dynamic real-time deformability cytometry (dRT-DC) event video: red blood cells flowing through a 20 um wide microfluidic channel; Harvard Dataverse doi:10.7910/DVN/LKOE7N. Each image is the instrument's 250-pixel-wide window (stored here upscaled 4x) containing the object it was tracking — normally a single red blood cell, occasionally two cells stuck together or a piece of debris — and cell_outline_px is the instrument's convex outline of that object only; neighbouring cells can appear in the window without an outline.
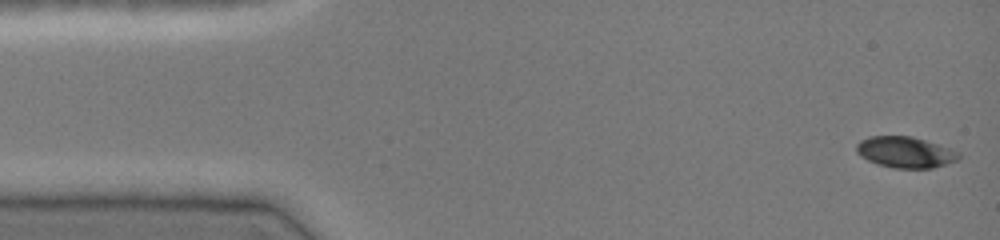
{"species": "common noctule bat (a hibernating species)", "species_latin": "Nyctalus noctula", "temperature_condition": "cold", "stored_images_in_passage": 46, "camera_frame_rate_fps": 3000, "um_per_image_px": 0.085, "animal": {"sex": "female", "body_mass_g": 19.0, "forearm_length_mm": 51.5}, "frame": {"image": 1, "passage_image": 1, "time_ms": 0.0, "image_size_px": [1000, 240], "cell_outline_px": [[960, 160], [948, 164], [932, 168], [896, 168], [880, 164], [868, 160], [860, 156], [856, 152], [856, 144], [860, 140], [868, 136], [912, 136], [960, 152]], "centroid_in_image_um": [76.95, 12.94], "position_along_channel_um": 8.0, "area_um2": 18.5}}
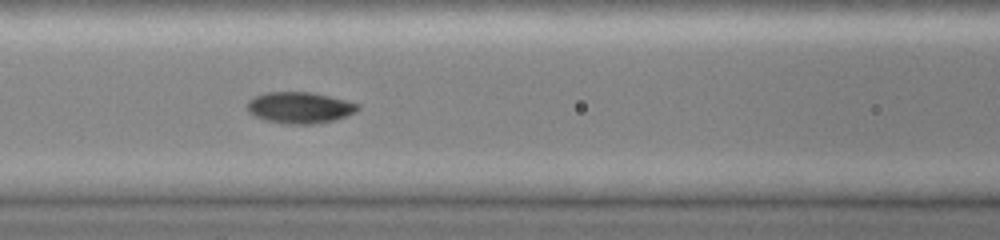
{"frame": {"image": 2, "passage_image": 19, "time_ms": 6.0, "image_size_px": [1000, 240], "cell_outline_px": [[360, 108], [356, 112], [332, 120], [312, 124], [288, 124], [268, 120], [256, 116], [248, 112], [248, 100], [252, 96], [264, 92], [312, 92], [360, 104]], "centroid_in_image_um": [25.45, 9.13], "position_along_channel_um": 141.1, "area_um2": 20.0}}
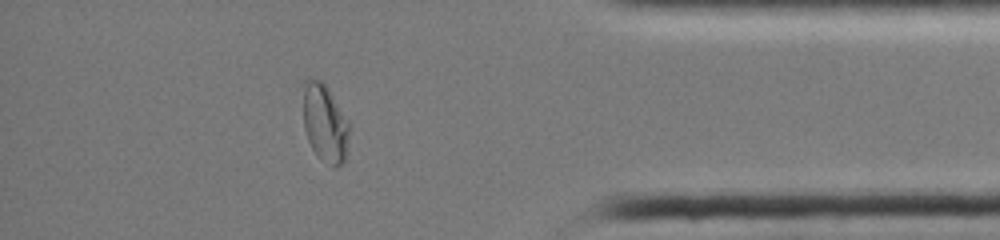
{"frame": {"image": 3, "passage_image": 40, "time_ms": 13.0, "image_size_px": [1000, 240], "cell_outline_px": [[348, 132], [344, 160], [336, 168], [332, 168], [320, 160], [316, 156], [308, 140], [304, 128], [304, 80], [308, 76], [320, 80], [328, 88], [348, 120]], "centroid_in_image_um": [27.59, 10.47], "position_along_channel_um": 407.6, "area_um2": 20.87}, "authors_computed_cell_mechanics": {"area_um2": 19.3052, "velocity_mm_per_s": 4.0711, "shape_relaxation_time_tau1_ms": null, "shape_relaxation_time_tau2_ms": 0.9635, "deformation_change_tau1": null, "deformation_change_tau2": 0.0406}}